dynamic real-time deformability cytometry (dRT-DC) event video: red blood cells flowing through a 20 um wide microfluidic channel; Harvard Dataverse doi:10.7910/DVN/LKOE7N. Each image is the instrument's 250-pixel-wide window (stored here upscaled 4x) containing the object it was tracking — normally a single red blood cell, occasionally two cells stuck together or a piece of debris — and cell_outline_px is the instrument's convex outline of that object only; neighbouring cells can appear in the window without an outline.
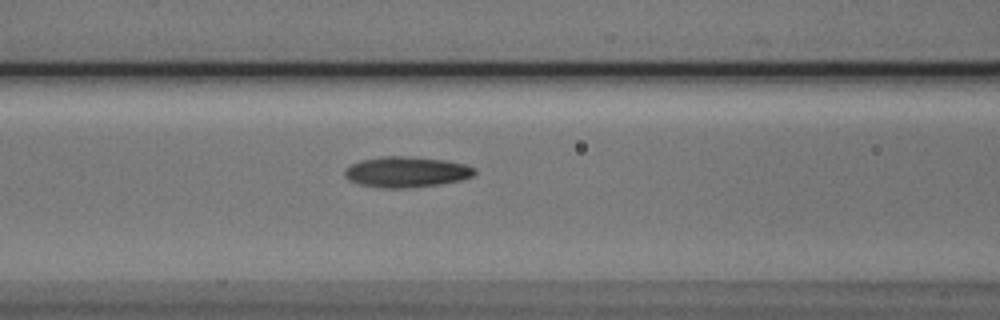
{"species": "Egyptian fruit bat (a non-hibernating species)", "species_latin": "Rousettus aegyptiacus", "temperature_condition": "cold", "stored_images_in_passage": 4, "camera_frame_rate_fps": 3000, "um_per_image_px": 0.085, "animal": {"sex": "male"}, "frame": {"image": 1, "passage_image": 4, "time_ms": 4.333, "image_size_px": [1000, 320], "cell_outline_px": [[476, 172], [472, 176], [460, 180], [440, 184], [404, 188], [380, 188], [360, 184], [348, 180], [344, 176], [344, 168], [360, 160], [384, 156], [400, 156], [444, 160], [464, 164], [476, 168]], "centroid_in_image_um": [34.51, 14.62], "position_along_channel_um": 132.1, "area_um2": 23.12}}